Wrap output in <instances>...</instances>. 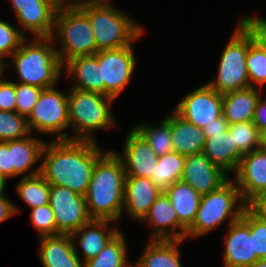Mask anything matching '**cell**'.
I'll return each instance as SVG.
<instances>
[{"instance_id":"obj_23","label":"cell","mask_w":266,"mask_h":267,"mask_svg":"<svg viewBox=\"0 0 266 267\" xmlns=\"http://www.w3.org/2000/svg\"><path fill=\"white\" fill-rule=\"evenodd\" d=\"M66 75L72 78V88L96 92L104 95V81H102L101 66L94 56H78L68 60L64 65Z\"/></svg>"},{"instance_id":"obj_21","label":"cell","mask_w":266,"mask_h":267,"mask_svg":"<svg viewBox=\"0 0 266 267\" xmlns=\"http://www.w3.org/2000/svg\"><path fill=\"white\" fill-rule=\"evenodd\" d=\"M111 223L112 221L109 220H91L70 235L75 252L78 255L81 251H78L79 248L77 246L80 245L79 247L83 252V259H81L83 262L96 257L106 244L120 231V228H117V226L112 228Z\"/></svg>"},{"instance_id":"obj_10","label":"cell","mask_w":266,"mask_h":267,"mask_svg":"<svg viewBox=\"0 0 266 267\" xmlns=\"http://www.w3.org/2000/svg\"><path fill=\"white\" fill-rule=\"evenodd\" d=\"M134 46H124L111 50L98 51L94 56L101 66L104 95L118 98L136 69Z\"/></svg>"},{"instance_id":"obj_32","label":"cell","mask_w":266,"mask_h":267,"mask_svg":"<svg viewBox=\"0 0 266 267\" xmlns=\"http://www.w3.org/2000/svg\"><path fill=\"white\" fill-rule=\"evenodd\" d=\"M159 124L151 126V124L140 123L134 127L144 137L158 157L174 151L171 136V113L165 116Z\"/></svg>"},{"instance_id":"obj_43","label":"cell","mask_w":266,"mask_h":267,"mask_svg":"<svg viewBox=\"0 0 266 267\" xmlns=\"http://www.w3.org/2000/svg\"><path fill=\"white\" fill-rule=\"evenodd\" d=\"M264 96V97H263ZM253 124L257 127L258 132L266 130V96L261 95L257 100Z\"/></svg>"},{"instance_id":"obj_28","label":"cell","mask_w":266,"mask_h":267,"mask_svg":"<svg viewBox=\"0 0 266 267\" xmlns=\"http://www.w3.org/2000/svg\"><path fill=\"white\" fill-rule=\"evenodd\" d=\"M165 194L174 206L179 222L188 229L196 217L201 195L182 181L171 184Z\"/></svg>"},{"instance_id":"obj_50","label":"cell","mask_w":266,"mask_h":267,"mask_svg":"<svg viewBox=\"0 0 266 267\" xmlns=\"http://www.w3.org/2000/svg\"><path fill=\"white\" fill-rule=\"evenodd\" d=\"M248 267H266V259H259Z\"/></svg>"},{"instance_id":"obj_47","label":"cell","mask_w":266,"mask_h":267,"mask_svg":"<svg viewBox=\"0 0 266 267\" xmlns=\"http://www.w3.org/2000/svg\"><path fill=\"white\" fill-rule=\"evenodd\" d=\"M259 148L266 151V130L260 132Z\"/></svg>"},{"instance_id":"obj_1","label":"cell","mask_w":266,"mask_h":267,"mask_svg":"<svg viewBox=\"0 0 266 267\" xmlns=\"http://www.w3.org/2000/svg\"><path fill=\"white\" fill-rule=\"evenodd\" d=\"M45 141L40 174L50 185L85 196L95 163L105 152L103 147L93 141Z\"/></svg>"},{"instance_id":"obj_6","label":"cell","mask_w":266,"mask_h":267,"mask_svg":"<svg viewBox=\"0 0 266 267\" xmlns=\"http://www.w3.org/2000/svg\"><path fill=\"white\" fill-rule=\"evenodd\" d=\"M247 206L237 184L230 176L218 189L201 196L196 217L187 229V238L204 237L225 221L229 226L241 218Z\"/></svg>"},{"instance_id":"obj_20","label":"cell","mask_w":266,"mask_h":267,"mask_svg":"<svg viewBox=\"0 0 266 267\" xmlns=\"http://www.w3.org/2000/svg\"><path fill=\"white\" fill-rule=\"evenodd\" d=\"M45 143V141L32 134L20 140L9 141L11 178L20 175L30 177L40 173L41 163L38 162H41ZM36 164H38L37 167ZM34 166L33 170L32 167Z\"/></svg>"},{"instance_id":"obj_51","label":"cell","mask_w":266,"mask_h":267,"mask_svg":"<svg viewBox=\"0 0 266 267\" xmlns=\"http://www.w3.org/2000/svg\"><path fill=\"white\" fill-rule=\"evenodd\" d=\"M7 180L0 175V194L4 193L6 189Z\"/></svg>"},{"instance_id":"obj_38","label":"cell","mask_w":266,"mask_h":267,"mask_svg":"<svg viewBox=\"0 0 266 267\" xmlns=\"http://www.w3.org/2000/svg\"><path fill=\"white\" fill-rule=\"evenodd\" d=\"M29 217L39 237L56 236V220L50 204L31 209Z\"/></svg>"},{"instance_id":"obj_2","label":"cell","mask_w":266,"mask_h":267,"mask_svg":"<svg viewBox=\"0 0 266 267\" xmlns=\"http://www.w3.org/2000/svg\"><path fill=\"white\" fill-rule=\"evenodd\" d=\"M126 173L115 149L105 151L96 161L85 195L92 220L119 222L123 214Z\"/></svg>"},{"instance_id":"obj_3","label":"cell","mask_w":266,"mask_h":267,"mask_svg":"<svg viewBox=\"0 0 266 267\" xmlns=\"http://www.w3.org/2000/svg\"><path fill=\"white\" fill-rule=\"evenodd\" d=\"M56 45L49 38H26L20 47L10 56L11 63L6 67L15 66L19 82L46 89L57 85L62 75L63 65L57 55Z\"/></svg>"},{"instance_id":"obj_15","label":"cell","mask_w":266,"mask_h":267,"mask_svg":"<svg viewBox=\"0 0 266 267\" xmlns=\"http://www.w3.org/2000/svg\"><path fill=\"white\" fill-rule=\"evenodd\" d=\"M224 238L223 266L248 267L259 260L254 251L253 236H250V206L241 218L231 223Z\"/></svg>"},{"instance_id":"obj_8","label":"cell","mask_w":266,"mask_h":267,"mask_svg":"<svg viewBox=\"0 0 266 267\" xmlns=\"http://www.w3.org/2000/svg\"><path fill=\"white\" fill-rule=\"evenodd\" d=\"M237 24L221 53L216 77L207 82L221 94L250 87L246 64L250 34L239 22Z\"/></svg>"},{"instance_id":"obj_13","label":"cell","mask_w":266,"mask_h":267,"mask_svg":"<svg viewBox=\"0 0 266 267\" xmlns=\"http://www.w3.org/2000/svg\"><path fill=\"white\" fill-rule=\"evenodd\" d=\"M222 110L223 94L205 83L185 94L173 111L185 121L203 128L221 117Z\"/></svg>"},{"instance_id":"obj_22","label":"cell","mask_w":266,"mask_h":267,"mask_svg":"<svg viewBox=\"0 0 266 267\" xmlns=\"http://www.w3.org/2000/svg\"><path fill=\"white\" fill-rule=\"evenodd\" d=\"M39 259L43 267H84L70 235L39 237Z\"/></svg>"},{"instance_id":"obj_5","label":"cell","mask_w":266,"mask_h":267,"mask_svg":"<svg viewBox=\"0 0 266 267\" xmlns=\"http://www.w3.org/2000/svg\"><path fill=\"white\" fill-rule=\"evenodd\" d=\"M91 22L97 52L132 45L145 34L143 24L113 3L89 4L79 7Z\"/></svg>"},{"instance_id":"obj_7","label":"cell","mask_w":266,"mask_h":267,"mask_svg":"<svg viewBox=\"0 0 266 267\" xmlns=\"http://www.w3.org/2000/svg\"><path fill=\"white\" fill-rule=\"evenodd\" d=\"M51 38L58 42L56 51L62 65L74 57L97 53L91 22L79 7L59 5Z\"/></svg>"},{"instance_id":"obj_33","label":"cell","mask_w":266,"mask_h":267,"mask_svg":"<svg viewBox=\"0 0 266 267\" xmlns=\"http://www.w3.org/2000/svg\"><path fill=\"white\" fill-rule=\"evenodd\" d=\"M246 64L250 87L261 89L266 84V49L256 44L251 35Z\"/></svg>"},{"instance_id":"obj_49","label":"cell","mask_w":266,"mask_h":267,"mask_svg":"<svg viewBox=\"0 0 266 267\" xmlns=\"http://www.w3.org/2000/svg\"><path fill=\"white\" fill-rule=\"evenodd\" d=\"M6 70H7L6 63L2 58H0V81L2 80V75L5 76L4 73L6 72Z\"/></svg>"},{"instance_id":"obj_45","label":"cell","mask_w":266,"mask_h":267,"mask_svg":"<svg viewBox=\"0 0 266 267\" xmlns=\"http://www.w3.org/2000/svg\"><path fill=\"white\" fill-rule=\"evenodd\" d=\"M229 124L225 117L222 115L219 118L214 119V122L210 123L209 125H205L202 128L203 133L205 134L206 138H210L212 135L221 134L228 130Z\"/></svg>"},{"instance_id":"obj_11","label":"cell","mask_w":266,"mask_h":267,"mask_svg":"<svg viewBox=\"0 0 266 267\" xmlns=\"http://www.w3.org/2000/svg\"><path fill=\"white\" fill-rule=\"evenodd\" d=\"M49 204L56 220V235H71L89 223L85 196L62 186L51 185Z\"/></svg>"},{"instance_id":"obj_27","label":"cell","mask_w":266,"mask_h":267,"mask_svg":"<svg viewBox=\"0 0 266 267\" xmlns=\"http://www.w3.org/2000/svg\"><path fill=\"white\" fill-rule=\"evenodd\" d=\"M171 136L174 151L184 155L201 153L205 145L202 128L185 121L174 111L171 112Z\"/></svg>"},{"instance_id":"obj_26","label":"cell","mask_w":266,"mask_h":267,"mask_svg":"<svg viewBox=\"0 0 266 267\" xmlns=\"http://www.w3.org/2000/svg\"><path fill=\"white\" fill-rule=\"evenodd\" d=\"M184 240H147L133 267H182L179 245Z\"/></svg>"},{"instance_id":"obj_18","label":"cell","mask_w":266,"mask_h":267,"mask_svg":"<svg viewBox=\"0 0 266 267\" xmlns=\"http://www.w3.org/2000/svg\"><path fill=\"white\" fill-rule=\"evenodd\" d=\"M228 177V173L201 152L186 156L181 181L202 196L218 189Z\"/></svg>"},{"instance_id":"obj_17","label":"cell","mask_w":266,"mask_h":267,"mask_svg":"<svg viewBox=\"0 0 266 267\" xmlns=\"http://www.w3.org/2000/svg\"><path fill=\"white\" fill-rule=\"evenodd\" d=\"M153 230L149 240H185L187 229L179 222L169 197L163 192L141 221Z\"/></svg>"},{"instance_id":"obj_14","label":"cell","mask_w":266,"mask_h":267,"mask_svg":"<svg viewBox=\"0 0 266 267\" xmlns=\"http://www.w3.org/2000/svg\"><path fill=\"white\" fill-rule=\"evenodd\" d=\"M233 175L243 201L254 206L266 194V151L244 154Z\"/></svg>"},{"instance_id":"obj_39","label":"cell","mask_w":266,"mask_h":267,"mask_svg":"<svg viewBox=\"0 0 266 267\" xmlns=\"http://www.w3.org/2000/svg\"><path fill=\"white\" fill-rule=\"evenodd\" d=\"M42 90V88L16 81V112L27 118L37 103Z\"/></svg>"},{"instance_id":"obj_30","label":"cell","mask_w":266,"mask_h":267,"mask_svg":"<svg viewBox=\"0 0 266 267\" xmlns=\"http://www.w3.org/2000/svg\"><path fill=\"white\" fill-rule=\"evenodd\" d=\"M185 158L175 151L158 158L151 180L159 190L165 192L171 184L181 181Z\"/></svg>"},{"instance_id":"obj_12","label":"cell","mask_w":266,"mask_h":267,"mask_svg":"<svg viewBox=\"0 0 266 267\" xmlns=\"http://www.w3.org/2000/svg\"><path fill=\"white\" fill-rule=\"evenodd\" d=\"M20 32L32 38H49L54 31L58 0H10ZM24 29V30H22Z\"/></svg>"},{"instance_id":"obj_37","label":"cell","mask_w":266,"mask_h":267,"mask_svg":"<svg viewBox=\"0 0 266 267\" xmlns=\"http://www.w3.org/2000/svg\"><path fill=\"white\" fill-rule=\"evenodd\" d=\"M26 37L12 23L0 19V58L4 61L20 47Z\"/></svg>"},{"instance_id":"obj_16","label":"cell","mask_w":266,"mask_h":267,"mask_svg":"<svg viewBox=\"0 0 266 267\" xmlns=\"http://www.w3.org/2000/svg\"><path fill=\"white\" fill-rule=\"evenodd\" d=\"M123 142L122 151L115 152L122 160L126 176L151 179L159 157L148 142L134 127Z\"/></svg>"},{"instance_id":"obj_35","label":"cell","mask_w":266,"mask_h":267,"mask_svg":"<svg viewBox=\"0 0 266 267\" xmlns=\"http://www.w3.org/2000/svg\"><path fill=\"white\" fill-rule=\"evenodd\" d=\"M228 131L232 134L234 145L243 153L259 149L260 133L253 122H239L230 124Z\"/></svg>"},{"instance_id":"obj_41","label":"cell","mask_w":266,"mask_h":267,"mask_svg":"<svg viewBox=\"0 0 266 267\" xmlns=\"http://www.w3.org/2000/svg\"><path fill=\"white\" fill-rule=\"evenodd\" d=\"M0 110L16 112V82L0 81Z\"/></svg>"},{"instance_id":"obj_42","label":"cell","mask_w":266,"mask_h":267,"mask_svg":"<svg viewBox=\"0 0 266 267\" xmlns=\"http://www.w3.org/2000/svg\"><path fill=\"white\" fill-rule=\"evenodd\" d=\"M12 200L6 197L5 192L0 194V223L20 214L21 209Z\"/></svg>"},{"instance_id":"obj_34","label":"cell","mask_w":266,"mask_h":267,"mask_svg":"<svg viewBox=\"0 0 266 267\" xmlns=\"http://www.w3.org/2000/svg\"><path fill=\"white\" fill-rule=\"evenodd\" d=\"M31 134L26 117L0 110V142L20 140Z\"/></svg>"},{"instance_id":"obj_36","label":"cell","mask_w":266,"mask_h":267,"mask_svg":"<svg viewBox=\"0 0 266 267\" xmlns=\"http://www.w3.org/2000/svg\"><path fill=\"white\" fill-rule=\"evenodd\" d=\"M250 236L258 259H266V212L250 206Z\"/></svg>"},{"instance_id":"obj_9","label":"cell","mask_w":266,"mask_h":267,"mask_svg":"<svg viewBox=\"0 0 266 267\" xmlns=\"http://www.w3.org/2000/svg\"><path fill=\"white\" fill-rule=\"evenodd\" d=\"M57 85L43 89L27 117L31 133L52 135L50 140H70L64 131L70 129L68 116V91L58 90Z\"/></svg>"},{"instance_id":"obj_25","label":"cell","mask_w":266,"mask_h":267,"mask_svg":"<svg viewBox=\"0 0 266 267\" xmlns=\"http://www.w3.org/2000/svg\"><path fill=\"white\" fill-rule=\"evenodd\" d=\"M262 93V89L253 87L224 93L222 113L228 124L253 122L256 103Z\"/></svg>"},{"instance_id":"obj_29","label":"cell","mask_w":266,"mask_h":267,"mask_svg":"<svg viewBox=\"0 0 266 267\" xmlns=\"http://www.w3.org/2000/svg\"><path fill=\"white\" fill-rule=\"evenodd\" d=\"M127 249L125 235L119 231L96 257L84 262V267H133Z\"/></svg>"},{"instance_id":"obj_44","label":"cell","mask_w":266,"mask_h":267,"mask_svg":"<svg viewBox=\"0 0 266 267\" xmlns=\"http://www.w3.org/2000/svg\"><path fill=\"white\" fill-rule=\"evenodd\" d=\"M0 175L6 180L11 178L9 141L0 142Z\"/></svg>"},{"instance_id":"obj_19","label":"cell","mask_w":266,"mask_h":267,"mask_svg":"<svg viewBox=\"0 0 266 267\" xmlns=\"http://www.w3.org/2000/svg\"><path fill=\"white\" fill-rule=\"evenodd\" d=\"M162 193L149 178L126 176L123 212L128 218L141 223Z\"/></svg>"},{"instance_id":"obj_4","label":"cell","mask_w":266,"mask_h":267,"mask_svg":"<svg viewBox=\"0 0 266 267\" xmlns=\"http://www.w3.org/2000/svg\"><path fill=\"white\" fill-rule=\"evenodd\" d=\"M113 97L96 92L68 88L70 140L96 141L95 132L118 126L112 112Z\"/></svg>"},{"instance_id":"obj_46","label":"cell","mask_w":266,"mask_h":267,"mask_svg":"<svg viewBox=\"0 0 266 267\" xmlns=\"http://www.w3.org/2000/svg\"><path fill=\"white\" fill-rule=\"evenodd\" d=\"M60 0L59 5L66 7H81L89 4H104L111 3L112 0Z\"/></svg>"},{"instance_id":"obj_40","label":"cell","mask_w":266,"mask_h":267,"mask_svg":"<svg viewBox=\"0 0 266 267\" xmlns=\"http://www.w3.org/2000/svg\"><path fill=\"white\" fill-rule=\"evenodd\" d=\"M238 22L252 36L256 44L266 49V19L245 15Z\"/></svg>"},{"instance_id":"obj_31","label":"cell","mask_w":266,"mask_h":267,"mask_svg":"<svg viewBox=\"0 0 266 267\" xmlns=\"http://www.w3.org/2000/svg\"><path fill=\"white\" fill-rule=\"evenodd\" d=\"M51 185L39 173L22 177L17 183L16 192L19 198L30 209L49 204Z\"/></svg>"},{"instance_id":"obj_48","label":"cell","mask_w":266,"mask_h":267,"mask_svg":"<svg viewBox=\"0 0 266 267\" xmlns=\"http://www.w3.org/2000/svg\"><path fill=\"white\" fill-rule=\"evenodd\" d=\"M254 206L257 209L266 212V194Z\"/></svg>"},{"instance_id":"obj_24","label":"cell","mask_w":266,"mask_h":267,"mask_svg":"<svg viewBox=\"0 0 266 267\" xmlns=\"http://www.w3.org/2000/svg\"><path fill=\"white\" fill-rule=\"evenodd\" d=\"M202 153L226 173L233 175L237 170L243 153L234 145L232 134L227 130L206 138Z\"/></svg>"}]
</instances>
